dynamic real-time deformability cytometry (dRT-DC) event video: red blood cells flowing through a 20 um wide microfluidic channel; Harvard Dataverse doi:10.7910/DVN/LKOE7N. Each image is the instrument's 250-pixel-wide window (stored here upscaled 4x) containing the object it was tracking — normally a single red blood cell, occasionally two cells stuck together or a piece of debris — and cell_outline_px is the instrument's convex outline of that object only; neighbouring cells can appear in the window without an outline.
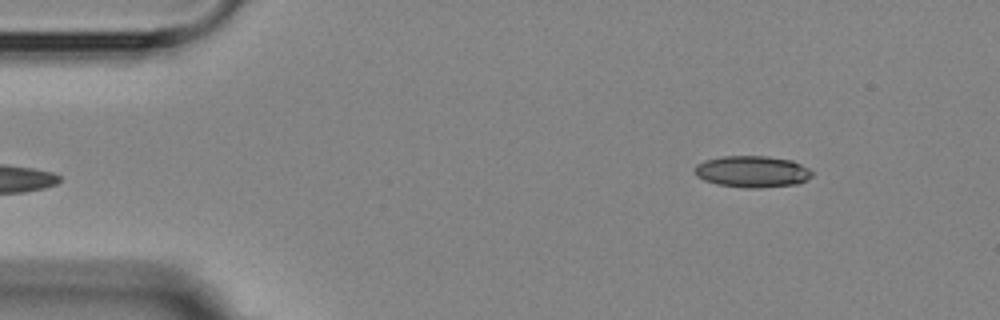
{"species": "Egyptian fruit bat (a non-hibernating species)", "species_latin": "Rousettus aegyptiacus", "temperature_condition": "room temperature", "stored_images_in_passage": 5, "camera_frame_rate_fps": 3000, "um_per_image_px": 0.085, "animal": {"sex": "female"}, "frame": {"image": 1, "passage_image": 5, "time_ms": 4.667, "image_size_px": [1000, 320], "cell_outline_px": [[812, 176], [808, 180], [800, 184], [760, 188], [748, 188], [716, 184], [704, 180], [696, 176], [696, 164], [704, 160], [724, 156], [768, 156], [792, 160], [808, 168], [812, 172]], "centroid_in_image_um": [63.97, 14.59], "position_along_channel_um": 21.0, "area_um2": 21.73}}